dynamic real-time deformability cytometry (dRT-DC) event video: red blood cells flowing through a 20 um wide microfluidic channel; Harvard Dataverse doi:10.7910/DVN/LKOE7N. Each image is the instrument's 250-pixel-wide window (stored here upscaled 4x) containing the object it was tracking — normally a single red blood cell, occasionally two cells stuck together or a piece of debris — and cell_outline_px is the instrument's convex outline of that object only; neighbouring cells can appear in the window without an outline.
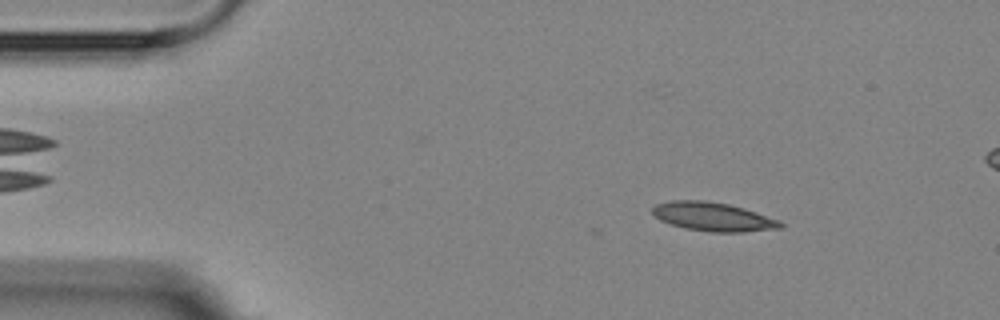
{"species": "Egyptian fruit bat (a non-hibernating species)", "species_latin": "Rousettus aegyptiacus", "temperature_condition": "room temperature", "stored_images_in_passage": 5, "camera_frame_rate_fps": 3000, "um_per_image_px": 0.085, "animal": {"sex": "female"}, "frame": {"image": 1, "passage_image": 2, "time_ms": 1.333, "image_size_px": [1000, 320], "cell_outline_px": [[784, 228], [740, 232], [712, 232], [684, 228], [660, 220], [652, 212], [652, 208], [656, 204], [672, 200], [704, 200], [728, 204], [744, 208], [780, 220], [784, 224]], "centroid_in_image_um": [60.64, 18.42], "position_along_channel_um": 24.4, "area_um2": 21.44}}